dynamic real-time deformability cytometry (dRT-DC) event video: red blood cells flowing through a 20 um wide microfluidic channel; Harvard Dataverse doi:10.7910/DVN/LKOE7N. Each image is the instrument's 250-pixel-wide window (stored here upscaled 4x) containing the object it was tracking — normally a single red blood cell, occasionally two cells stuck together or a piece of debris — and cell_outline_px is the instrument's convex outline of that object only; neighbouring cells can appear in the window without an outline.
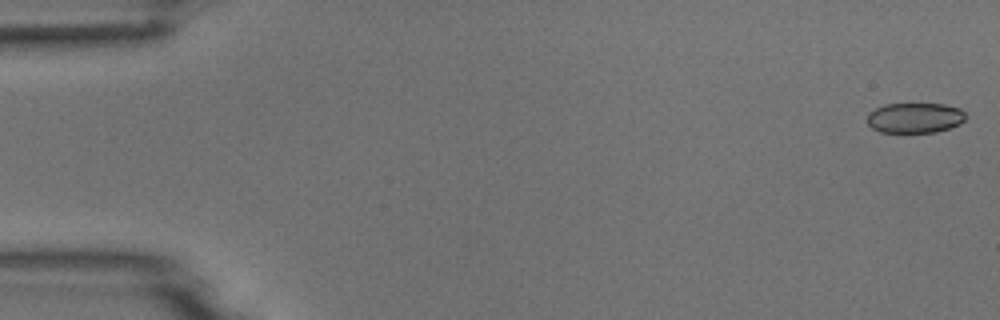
{"species": "common noctule bat (a hibernating species)", "species_latin": "Nyctalus noctula", "temperature_condition": "room temperature", "stored_images_in_passage": 20, "camera_frame_rate_fps": 3000, "um_per_image_px": 0.085, "animal": {"sex": "male", "body_mass_g": 18.8}, "frame": {"image": 1, "passage_image": 1, "time_ms": 0.0, "image_size_px": [1000, 320], "cell_outline_px": [[964, 120], [960, 124], [936, 132], [880, 132], [872, 128], [868, 124], [868, 112], [884, 104], [944, 104], [960, 108], [964, 112]], "centroid_in_image_um": [77.75, 10.01], "position_along_channel_um": 7.3, "area_um2": 17.28}}
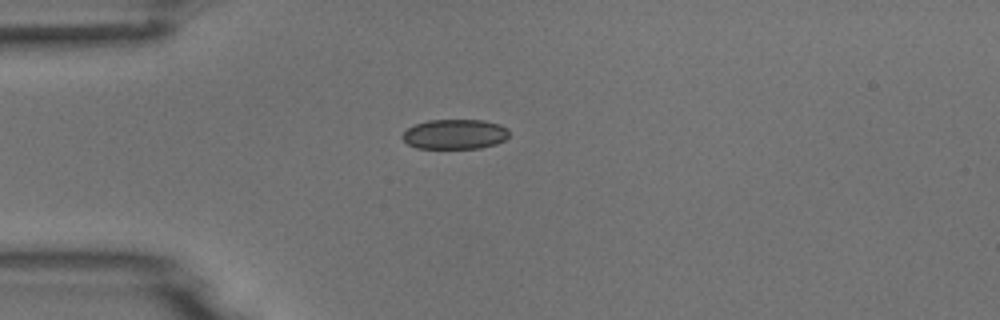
{"frame": {"image": 2, "passage_image": 14, "time_ms": 4.333, "image_size_px": [1000, 320], "cell_outline_px": [[508, 136], [504, 140], [496, 144], [480, 148], [416, 148], [408, 144], [400, 136], [408, 128], [416, 124], [428, 120], [484, 120], [500, 124], [508, 128]], "centroid_in_image_um": [38.67, 11.4], "position_along_channel_um": 46.3, "area_um2": 18.61}}
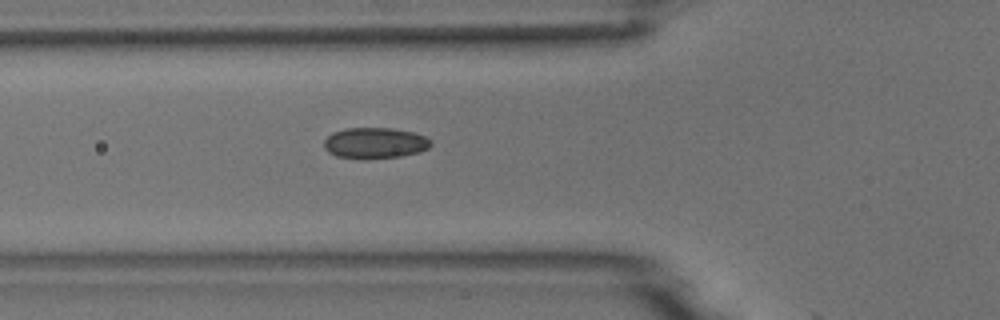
{"frame": {"image": 3, "passage_image": 19, "time_ms": 6.0, "image_size_px": [1000, 320], "cell_outline_px": [[432, 144], [428, 148], [420, 152], [400, 156], [368, 160], [364, 160], [336, 156], [328, 152], [324, 148], [324, 140], [332, 132], [344, 128], [392, 128], [416, 132], [432, 140]], "centroid_in_image_um": [31.87, 12.16], "position_along_channel_um": 93.9, "area_um2": 19.71}}